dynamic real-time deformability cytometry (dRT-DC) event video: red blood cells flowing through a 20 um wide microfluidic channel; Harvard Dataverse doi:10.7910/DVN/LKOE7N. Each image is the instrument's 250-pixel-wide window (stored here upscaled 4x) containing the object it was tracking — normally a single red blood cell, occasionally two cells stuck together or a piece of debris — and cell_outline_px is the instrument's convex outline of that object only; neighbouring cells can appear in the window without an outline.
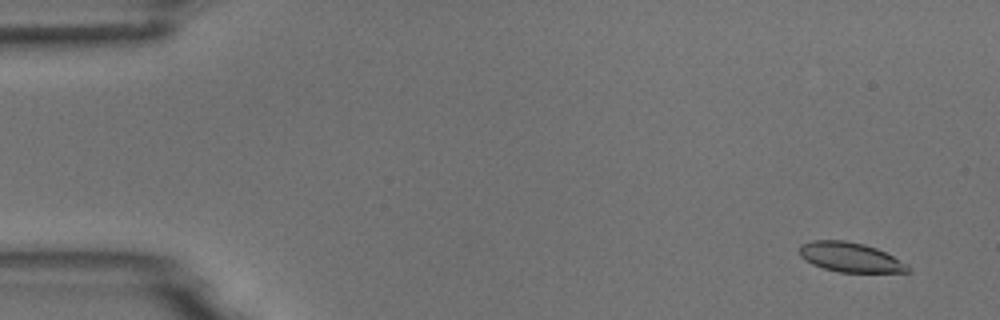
{"species": "common noctule bat (a hibernating species)", "species_latin": "Nyctalus noctula", "temperature_condition": "room temperature", "stored_images_in_passage": 6, "camera_frame_rate_fps": 3000, "um_per_image_px": 0.085, "animal": {"sex": "male", "body_mass_g": 18.8}, "frame": {"image": 1, "passage_image": 1, "time_ms": 0.0, "image_size_px": [1000, 320], "cell_outline_px": [[908, 272], [840, 272], [824, 268], [812, 264], [804, 260], [800, 256], [800, 244], [812, 240], [844, 240], [864, 244], [876, 248], [908, 264]], "centroid_in_image_um": [72.23, 21.85], "position_along_channel_um": 12.8, "area_um2": 18.55}}
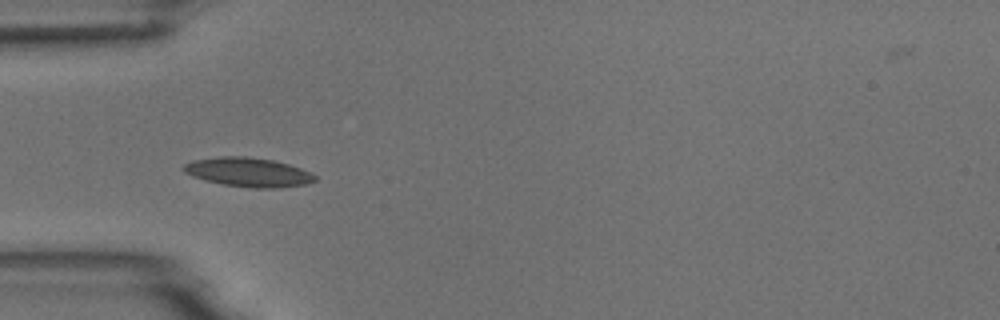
{"frame": {"image": 2, "passage_image": 5, "time_ms": 4.667, "image_size_px": [1000, 320], "cell_outline_px": [[316, 180], [304, 184], [276, 188], [252, 188], [224, 184], [204, 180], [192, 176], [184, 172], [180, 168], [184, 164], [192, 160], [220, 156], [248, 156], [272, 160], [288, 164], [312, 172], [316, 176]], "centroid_in_image_um": [21.07, 14.63], "position_along_channel_um": 63.9, "area_um2": 22.37}}